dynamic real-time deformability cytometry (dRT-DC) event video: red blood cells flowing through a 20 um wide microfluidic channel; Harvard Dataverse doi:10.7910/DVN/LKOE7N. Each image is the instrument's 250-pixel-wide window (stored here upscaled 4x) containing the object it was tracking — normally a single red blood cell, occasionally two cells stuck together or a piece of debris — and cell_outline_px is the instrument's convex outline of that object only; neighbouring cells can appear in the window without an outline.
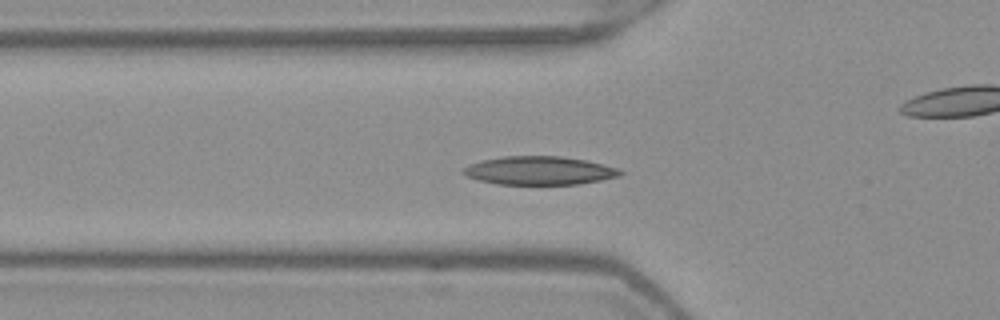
{"species": "Egyptian fruit bat (a non-hibernating species)", "species_latin": "Rousettus aegyptiacus", "temperature_condition": "warm", "stored_images_in_passage": 40, "camera_frame_rate_fps": 3000, "um_per_image_px": 0.085, "frame": {"image": 1, "passage_image": 6, "time_ms": 1.667, "image_size_px": [1000, 320], "cell_outline_px": [[624, 172], [620, 176], [580, 184], [496, 184], [480, 180], [468, 176], [460, 172], [468, 164], [480, 160], [504, 156], [560, 156], [588, 160], [620, 168]], "centroid_in_image_um": [45.87, 14.49], "position_along_channel_um": 79.9, "area_um2": 26.18}}
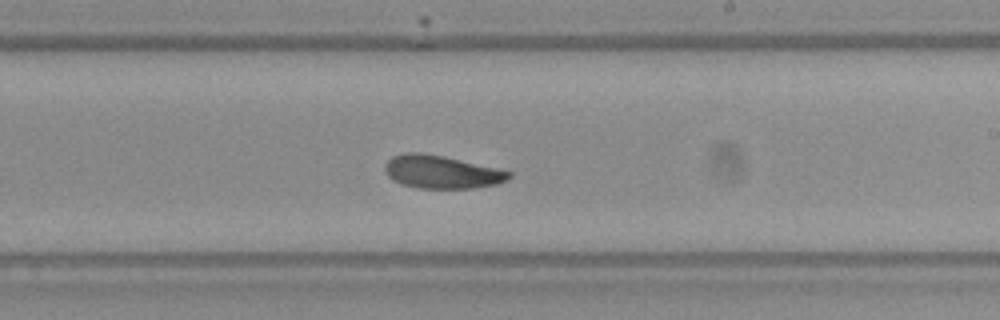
{"frame": {"image": 2, "passage_image": 19, "time_ms": 6.0, "image_size_px": [1000, 320], "cell_outline_px": [[512, 176], [508, 180], [496, 184], [472, 188], [420, 188], [400, 184], [392, 180], [384, 172], [384, 164], [392, 156], [404, 152], [420, 152], [444, 156], [496, 168], [512, 172]], "centroid_in_image_um": [37.49, 14.61], "position_along_channel_um": 251.5, "area_um2": 23.99}}
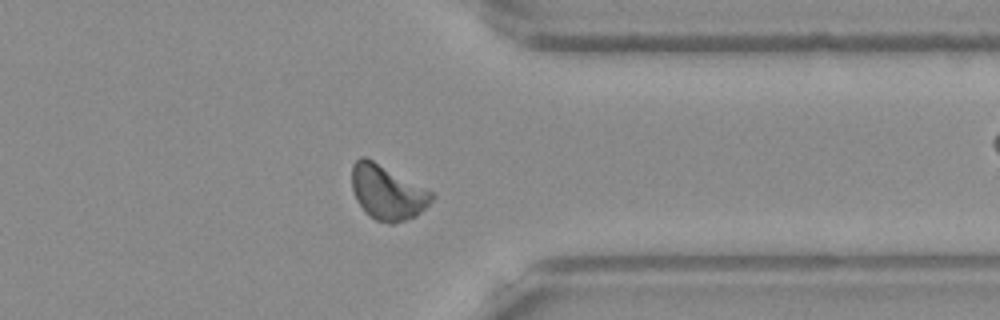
{"frame": {"image": 3, "passage_image": 29, "time_ms": 9.333, "image_size_px": [1000, 320], "cell_outline_px": [[436, 196], [416, 216], [392, 224], [388, 224], [376, 220], [364, 212], [356, 200], [352, 188], [352, 164], [360, 156], [364, 156], [372, 160], [432, 192]], "centroid_in_image_um": [32.89, 16.37], "position_along_channel_um": 378.5, "area_um2": 25.09}, "authors_computed_cell_mechanics": {"area_um2": 23.9292, "velocity_mm_per_s": 3.9456, "shape_relaxation_time_tau1_ms": 4.4822, "shape_relaxation_time_tau2_ms": 6.2723, "deformation_change_tau1": 0.1464, "deformation_change_tau2": 0.1189}}